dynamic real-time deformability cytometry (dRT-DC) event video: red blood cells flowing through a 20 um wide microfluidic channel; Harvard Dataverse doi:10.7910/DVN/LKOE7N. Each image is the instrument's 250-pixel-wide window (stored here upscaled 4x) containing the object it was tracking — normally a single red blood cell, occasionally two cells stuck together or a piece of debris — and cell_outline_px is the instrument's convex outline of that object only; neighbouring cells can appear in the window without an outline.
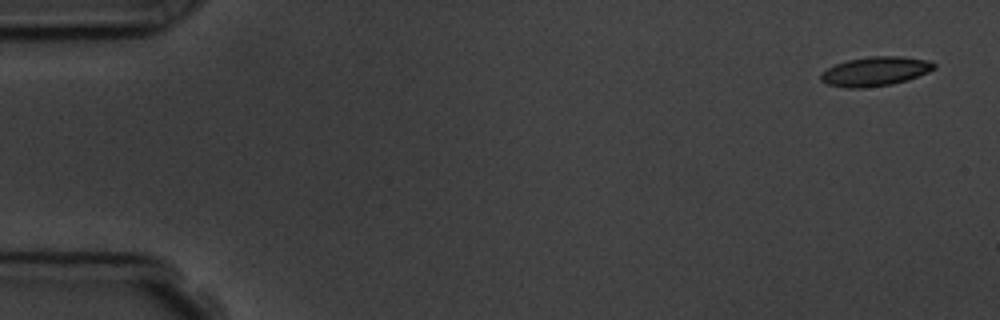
{"species": "common noctule bat (a hibernating species)", "species_latin": "Nyctalus noctula", "temperature_condition": "room temperature", "stored_images_in_passage": 5, "camera_frame_rate_fps": 3000, "um_per_image_px": 0.085, "animal": {"sex": "male", "body_mass_g": 19.5, "forearm_length_mm": 54.6}, "frame": {"image": 1, "passage_image": 1, "time_ms": 0.0, "image_size_px": [1000, 320], "cell_outline_px": [[936, 68], [928, 72], [892, 84], [864, 88], [848, 88], [828, 84], [820, 80], [820, 76], [828, 68], [836, 64], [848, 60], [868, 56], [900, 56], [928, 60], [936, 64]], "centroid_in_image_um": [74.4, 6.06], "position_along_channel_um": 10.6, "area_um2": 19.07}}
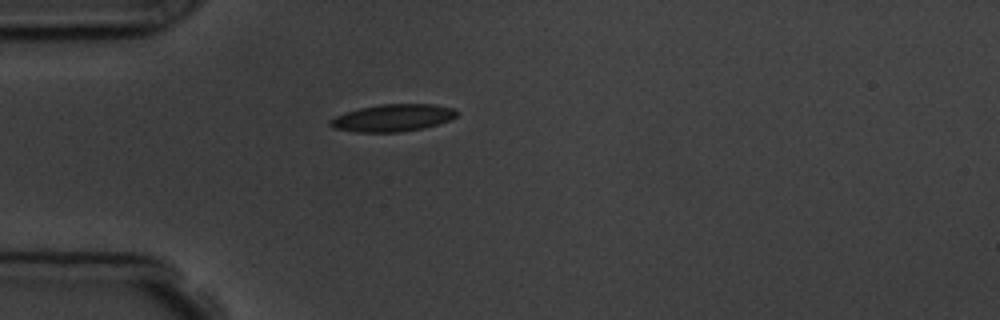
{"frame": {"image": 2, "passage_image": 5, "time_ms": 4.333, "image_size_px": [1000, 320], "cell_outline_px": [[460, 112], [456, 116], [448, 120], [424, 128], [400, 132], [356, 132], [332, 128], [328, 124], [328, 120], [336, 116], [360, 108], [380, 104], [432, 104], [452, 108]], "centroid_in_image_um": [33.36, 10.02], "position_along_channel_um": 51.6, "area_um2": 20.0}}